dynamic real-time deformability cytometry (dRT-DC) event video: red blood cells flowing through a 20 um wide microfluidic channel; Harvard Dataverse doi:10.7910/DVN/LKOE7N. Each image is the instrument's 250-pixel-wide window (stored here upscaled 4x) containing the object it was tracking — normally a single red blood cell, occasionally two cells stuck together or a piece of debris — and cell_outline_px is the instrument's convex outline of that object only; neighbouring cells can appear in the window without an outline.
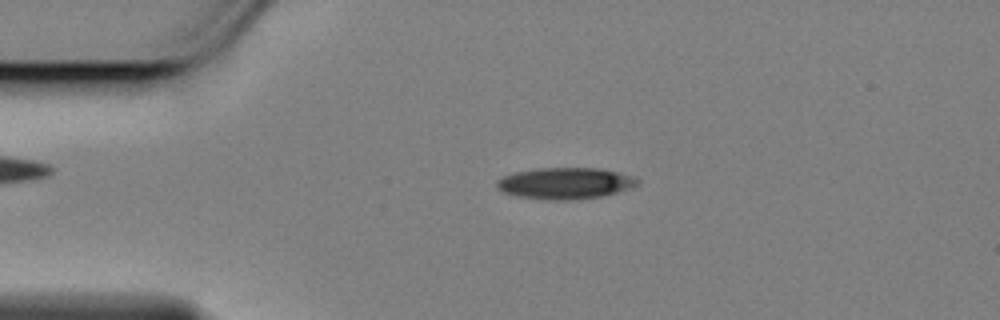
{"species": "Egyptian fruit bat (a non-hibernating species)", "species_latin": "Rousettus aegyptiacus", "temperature_condition": "cold", "stored_images_in_passage": 56, "camera_frame_rate_fps": 3000, "um_per_image_px": 0.085, "animal": {"sex": "female"}, "frame": {"image": 1, "passage_image": 11, "time_ms": 3.333, "image_size_px": [1000, 320], "cell_outline_px": [[640, 184], [632, 188], [600, 196], [572, 200], [544, 200], [516, 196], [504, 192], [496, 188], [496, 180], [504, 176], [516, 172], [536, 168], [596, 168], [636, 176], [640, 180]], "centroid_in_image_um": [48.05, 15.58], "position_along_channel_um": 37.0, "area_um2": 25.89}}
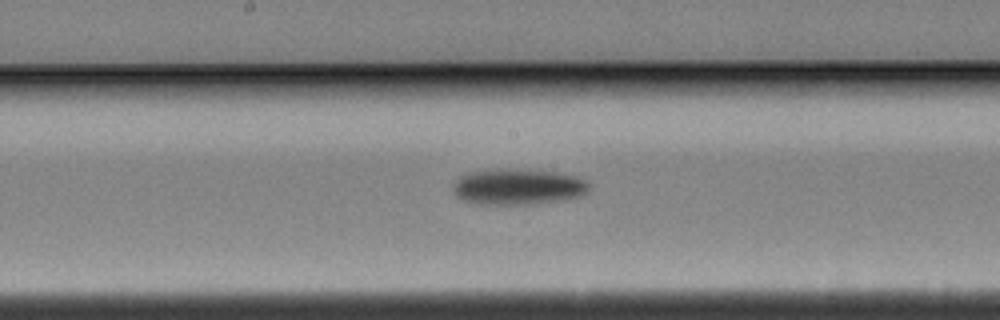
{"frame": {"image": 2, "passage_image": 28, "time_ms": 9.0, "image_size_px": [1000, 320], "cell_outline_px": [[588, 188], [580, 196], [564, 200], [540, 204], [472, 204], [456, 196], [456, 180], [460, 176], [476, 172], [552, 172], [576, 176], [584, 180], [588, 184]], "centroid_in_image_um": [44.08, 15.95], "position_along_channel_um": 204.1, "area_um2": 26.93}}
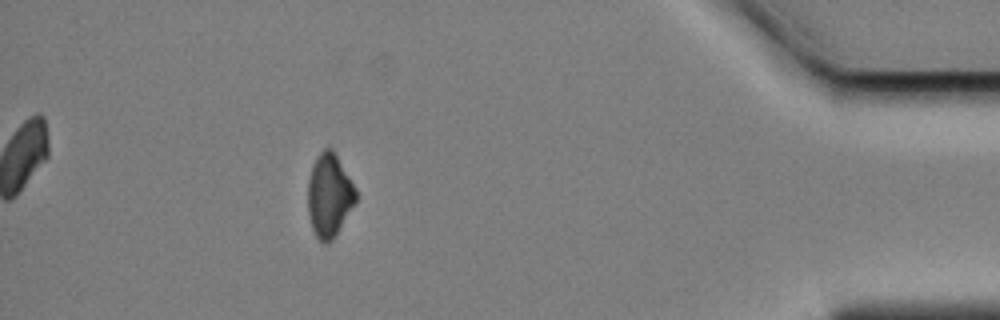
{"frame": {"image": 3, "passage_image": 50, "time_ms": 16.333, "image_size_px": [1000, 320], "cell_outline_px": [[356, 204], [332, 240], [328, 244], [324, 244], [316, 236], [312, 228], [308, 212], [308, 180], [312, 164], [316, 156], [324, 148], [332, 148], [356, 188]], "centroid_in_image_um": [27.99, 16.61], "position_along_channel_um": 407.2, "area_um2": 23.41}, "authors_computed_cell_mechanics": {"area_um2": 25.7499, "velocity_mm_per_s": 3.468, "shape_relaxation_time_tau1_ms": 3.1631, "shape_relaxation_time_tau2_ms": null, "deformation_change_tau1": 0.11, "deformation_change_tau2": null}}